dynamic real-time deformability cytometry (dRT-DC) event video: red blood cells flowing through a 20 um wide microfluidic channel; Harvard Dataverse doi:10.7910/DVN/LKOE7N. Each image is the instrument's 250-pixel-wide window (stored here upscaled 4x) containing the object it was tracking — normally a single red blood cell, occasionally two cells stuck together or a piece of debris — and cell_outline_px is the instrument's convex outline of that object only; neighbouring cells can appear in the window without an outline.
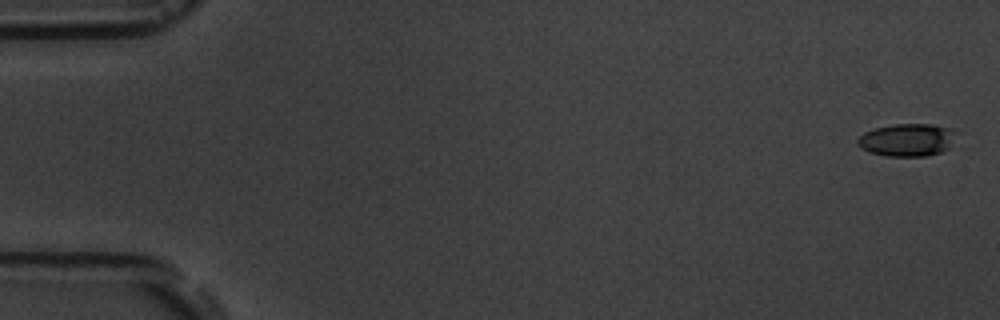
{"species": "common noctule bat (a hibernating species)", "species_latin": "Nyctalus noctula", "temperature_condition": "room temperature", "stored_images_in_passage": 5, "camera_frame_rate_fps": 3000, "um_per_image_px": 0.085, "animal": {"sex": "male", "body_mass_g": 19.5, "forearm_length_mm": 54.6}, "frame": {"image": 1, "passage_image": 1, "time_ms": 0.0, "image_size_px": [1000, 320], "cell_outline_px": [[960, 132], [948, 148], [940, 152], [924, 156], [888, 156], [872, 152], [856, 144], [856, 140], [864, 132], [876, 128], [896, 124], [932, 124], [952, 128]], "centroid_in_image_um": [77.17, 11.87], "position_along_channel_um": 7.8, "area_um2": 18.79}}